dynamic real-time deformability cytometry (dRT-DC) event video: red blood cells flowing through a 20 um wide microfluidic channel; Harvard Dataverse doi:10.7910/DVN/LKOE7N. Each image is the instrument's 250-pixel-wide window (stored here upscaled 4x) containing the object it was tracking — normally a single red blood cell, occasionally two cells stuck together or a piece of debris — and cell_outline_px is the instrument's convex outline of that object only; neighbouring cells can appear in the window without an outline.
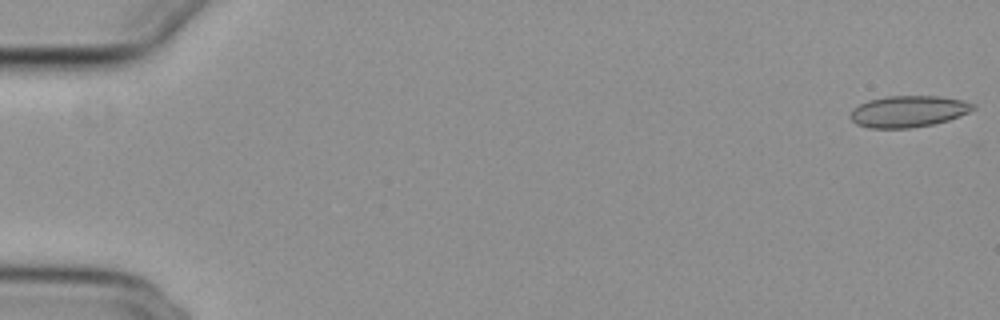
{"species": "common noctule bat (a hibernating species)", "species_latin": "Nyctalus noctula", "temperature_condition": "cold", "stored_images_in_passage": 7, "camera_frame_rate_fps": 3000, "um_per_image_px": 0.085, "animal": {"sex": "female", "body_mass_g": 29.2, "forearm_length_mm": 56.3}, "frame": {"image": 1, "passage_image": 1, "time_ms": 0.0, "image_size_px": [1000, 320], "cell_outline_px": [[976, 108], [960, 116], [948, 120], [932, 124], [912, 128], [868, 128], [856, 124], [848, 116], [852, 108], [868, 100], [888, 96], [940, 96], [964, 100], [976, 104]], "centroid_in_image_um": [77.2, 9.47], "position_along_channel_um": 7.8, "area_um2": 22.72}}